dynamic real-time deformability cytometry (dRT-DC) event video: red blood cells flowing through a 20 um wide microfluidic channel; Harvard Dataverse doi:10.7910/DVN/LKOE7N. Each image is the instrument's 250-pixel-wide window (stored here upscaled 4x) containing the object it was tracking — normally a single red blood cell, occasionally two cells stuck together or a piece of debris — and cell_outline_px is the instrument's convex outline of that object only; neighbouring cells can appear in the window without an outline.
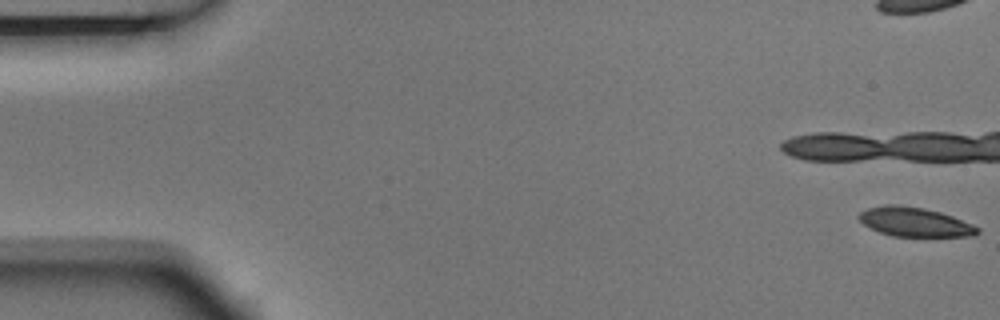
{"species": "Egyptian fruit bat (a non-hibernating species)", "species_latin": "Rousettus aegyptiacus", "temperature_condition": "room temperature", "stored_images_in_passage": 5, "camera_frame_rate_fps": 3000, "um_per_image_px": 0.085, "animal": {"sex": "male"}, "frame": {"image": 1, "passage_image": 1, "time_ms": 0.0, "image_size_px": [1000, 320], "cell_outline_px": [[980, 232], [976, 236], [892, 236], [880, 232], [864, 224], [856, 216], [860, 212], [868, 208], [924, 208], [940, 212], [952, 216], [972, 224], [980, 228]], "centroid_in_image_um": [77.85, 18.93], "position_along_channel_um": 7.1, "area_um2": 19.19}}